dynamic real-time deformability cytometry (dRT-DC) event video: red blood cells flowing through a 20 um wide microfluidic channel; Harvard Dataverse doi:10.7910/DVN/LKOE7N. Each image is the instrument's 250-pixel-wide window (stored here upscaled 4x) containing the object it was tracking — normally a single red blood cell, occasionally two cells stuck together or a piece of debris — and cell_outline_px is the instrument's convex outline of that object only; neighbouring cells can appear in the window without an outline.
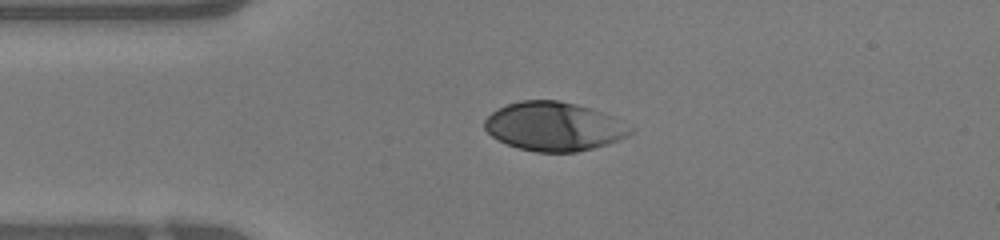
{"species": "human", "species_latin": "Homo sapiens", "temperature_condition": "warm", "stored_images_in_passage": 38, "camera_frame_rate_fps": 3000, "um_per_image_px": 0.085, "donor": {"sex": "female"}, "frame": {"image": 1, "passage_image": 1, "time_ms": 0.0, "image_size_px": [1000, 240], "cell_outline_px": [[632, 132], [628, 136], [608, 144], [576, 152], [536, 152], [520, 148], [508, 144], [492, 136], [484, 128], [484, 120], [492, 112], [508, 104], [520, 100], [560, 100], [576, 104], [612, 116], [632, 128]], "centroid_in_image_um": [47.08, 10.75], "position_along_channel_um": 37.9, "area_um2": 41.1}}
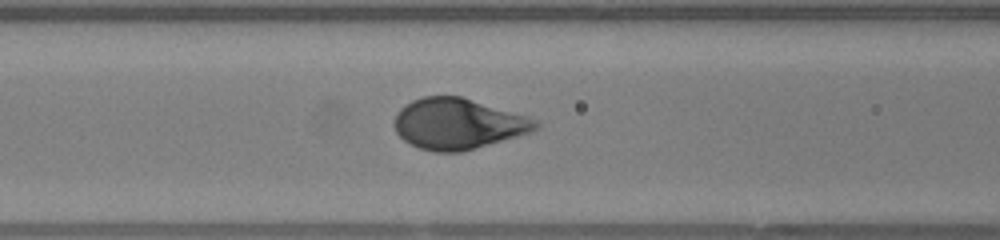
{"frame": {"image": 2, "passage_image": 9, "time_ms": 2.667, "image_size_px": [1000, 240], "cell_outline_px": [[540, 128], [532, 132], [460, 152], [432, 152], [408, 144], [396, 132], [392, 124], [396, 112], [404, 104], [412, 100], [424, 96], [460, 96], [528, 116], [536, 120], [540, 124]], "centroid_in_image_um": [38.89, 10.52], "position_along_channel_um": 127.7, "area_um2": 42.02}}
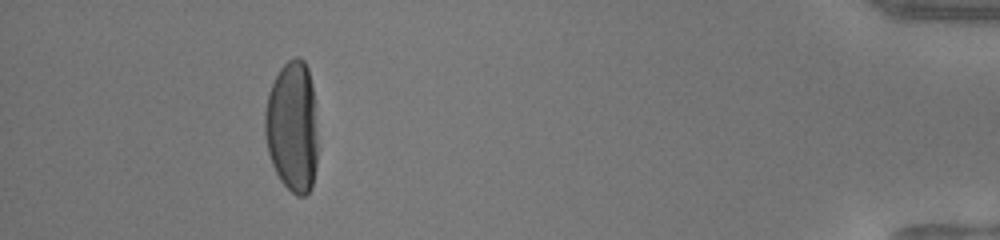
{"frame": {"image": 3, "passage_image": 34, "time_ms": 11.0, "image_size_px": [1000, 240], "cell_outline_px": [[316, 168], [312, 188], [304, 196], [296, 196], [280, 180], [272, 164], [268, 152], [264, 132], [264, 112], [268, 92], [280, 68], [288, 60], [296, 56], [300, 56], [304, 60], [308, 68], [312, 84], [316, 136]], "centroid_in_image_um": [24.82, 10.77], "position_along_channel_um": 410.4, "area_um2": 40.46}}